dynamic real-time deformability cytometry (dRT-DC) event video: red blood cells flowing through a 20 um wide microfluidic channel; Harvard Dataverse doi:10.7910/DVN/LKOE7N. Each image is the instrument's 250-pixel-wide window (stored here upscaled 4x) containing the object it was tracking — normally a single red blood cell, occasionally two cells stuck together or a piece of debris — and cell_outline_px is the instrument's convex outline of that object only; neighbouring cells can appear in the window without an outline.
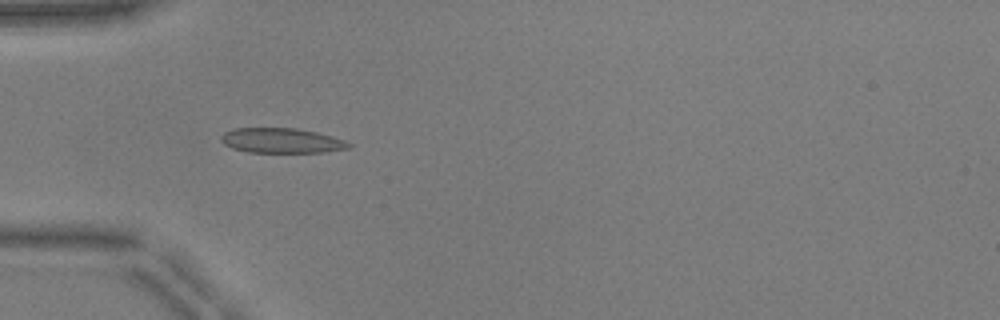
{"species": "common noctule bat (a hibernating species)", "species_latin": "Nyctalus noctula", "temperature_condition": "warm", "stored_images_in_passage": 51, "camera_frame_rate_fps": 3000, "um_per_image_px": 0.085, "animal": {"sex": "male", "body_mass_g": 17.9, "forearm_length_mm": 54.2}, "frame": {"image": 1, "passage_image": 16, "time_ms": 5.0, "image_size_px": [1000, 320], "cell_outline_px": [[352, 148], [324, 152], [248, 152], [232, 148], [224, 144], [220, 140], [220, 136], [224, 132], [232, 128], [296, 128], [316, 132], [332, 136], [344, 140], [352, 144]], "centroid_in_image_um": [23.93, 11.95], "position_along_channel_um": 61.1, "area_um2": 18.67}}
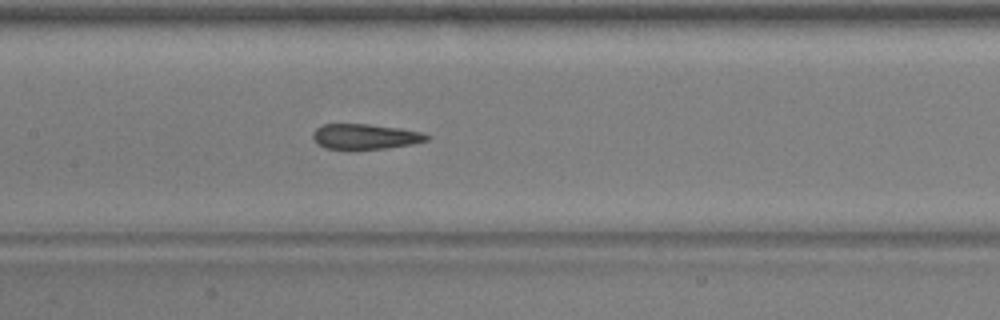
{"frame": {"image": 2, "passage_image": 25, "time_ms": 8.0, "image_size_px": [1000, 320], "cell_outline_px": [[432, 136], [428, 140], [412, 144], [388, 148], [324, 148], [316, 144], [312, 140], [312, 132], [316, 128], [324, 124], [368, 124], [400, 128], [424, 132]], "centroid_in_image_um": [31.05, 11.59], "position_along_channel_um": 176.4, "area_um2": 16.82}}
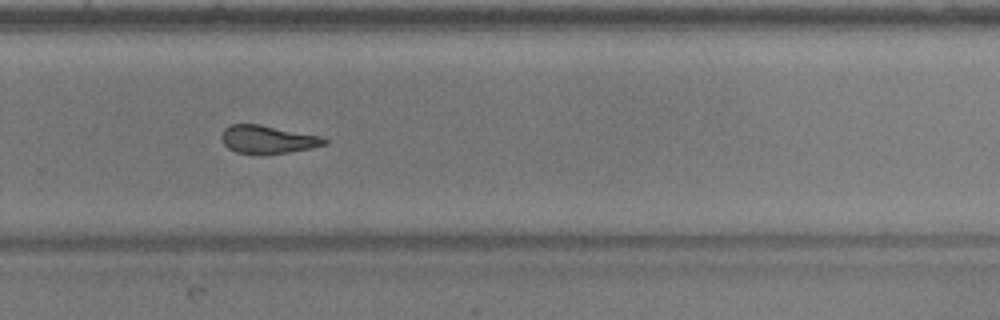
{"frame": {"image": 3, "passage_image": 35, "time_ms": 11.333, "image_size_px": [1000, 320], "cell_outline_px": [[328, 144], [288, 152], [260, 156], [236, 152], [228, 148], [224, 144], [220, 136], [224, 128], [232, 124], [260, 124], [320, 136], [328, 140]], "centroid_in_image_um": [22.71, 11.87], "position_along_channel_um": 307.1, "area_um2": 17.05}, "authors_computed_cell_mechanics": {"area_um2": 17.7446, "velocity_mm_per_s": 3.9349, "shape_relaxation_time_tau1_ms": null, "shape_relaxation_time_tau2_ms": 1.893, "deformation_change_tau1": null, "deformation_change_tau2": 0.0683}}